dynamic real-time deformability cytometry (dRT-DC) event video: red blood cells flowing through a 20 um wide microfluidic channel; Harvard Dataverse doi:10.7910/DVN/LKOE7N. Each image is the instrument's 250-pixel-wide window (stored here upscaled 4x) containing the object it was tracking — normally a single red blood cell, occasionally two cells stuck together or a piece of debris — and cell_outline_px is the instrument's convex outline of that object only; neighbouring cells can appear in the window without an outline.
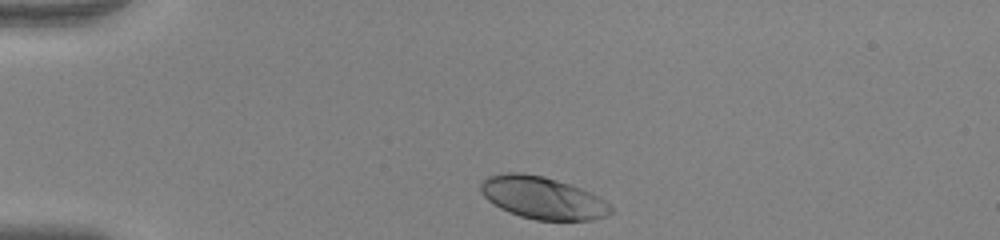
{"species": "human", "species_latin": "Homo sapiens", "temperature_condition": "warm", "stored_images_in_passage": 34, "camera_frame_rate_fps": 3000, "um_per_image_px": 0.085, "donor": {"sex": "female"}, "frame": {"image": 1, "passage_image": 1, "time_ms": 0.0, "image_size_px": [1000, 240], "cell_outline_px": [[612, 212], [604, 216], [592, 220], [536, 220], [520, 216], [508, 212], [500, 208], [488, 200], [480, 192], [480, 184], [488, 176], [504, 172], [520, 172], [544, 176], [592, 192], [604, 200], [612, 208]], "centroid_in_image_um": [46.09, 16.81], "position_along_channel_um": 38.9, "area_um2": 32.02}}
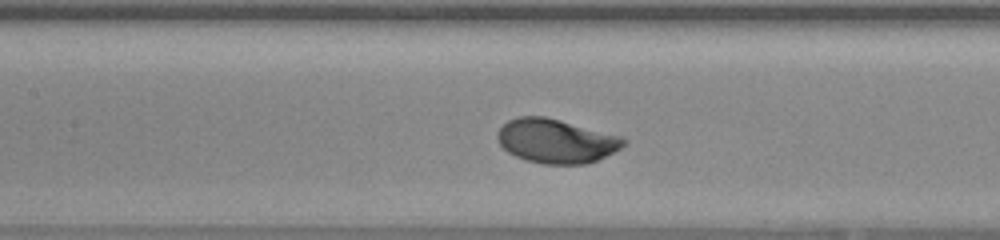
{"frame": {"image": 2, "passage_image": 14, "time_ms": 4.333, "image_size_px": [1000, 240], "cell_outline_px": [[628, 140], [620, 148], [588, 164], [540, 164], [524, 160], [508, 152], [500, 144], [496, 136], [496, 132], [508, 120], [520, 116], [544, 116], [560, 120], [620, 136]], "centroid_in_image_um": [47.23, 11.99], "position_along_channel_um": 160.2, "area_um2": 32.25}}
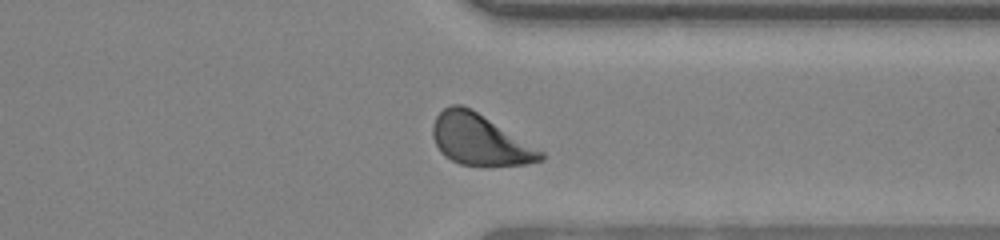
{"frame": {"image": 3, "passage_image": 30, "time_ms": 9.667, "image_size_px": [1000, 240], "cell_outline_px": [[544, 160], [528, 164], [492, 168], [488, 168], [460, 164], [444, 156], [440, 152], [432, 136], [432, 124], [436, 116], [444, 108], [452, 104], [460, 104], [472, 108], [544, 152]], "centroid_in_image_um": [40.79, 11.91], "position_along_channel_um": 370.6, "area_um2": 32.71}, "authors_computed_cell_mechanics": {"area_um2": 31.6744, "velocity_mm_per_s": 3.943, "shape_relaxation_time_tau1_ms": 1.2277, "shape_relaxation_time_tau2_ms": null, "deformation_change_tau1": 0.132, "deformation_change_tau2": null}}